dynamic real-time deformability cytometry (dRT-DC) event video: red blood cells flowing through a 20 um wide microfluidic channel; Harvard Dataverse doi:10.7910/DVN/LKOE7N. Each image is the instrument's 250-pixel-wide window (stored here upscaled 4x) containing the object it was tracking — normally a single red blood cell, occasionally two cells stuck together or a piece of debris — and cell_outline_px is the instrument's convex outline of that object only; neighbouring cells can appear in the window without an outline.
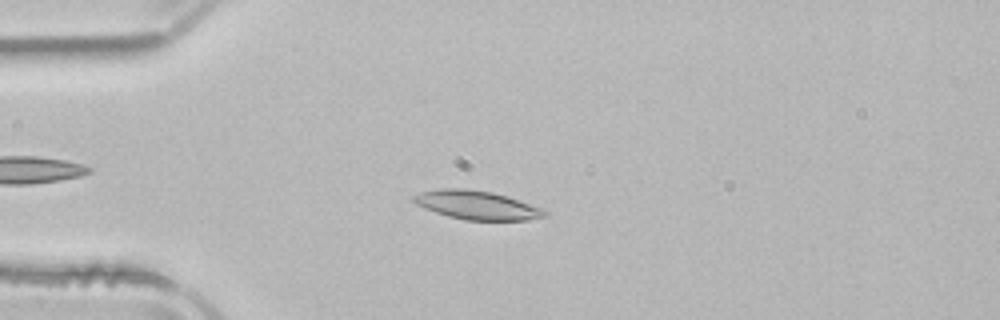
{"species": "common noctule bat (a hibernating species)", "species_latin": "Nyctalus noctula", "temperature_condition": "room temperature", "stored_images_in_passage": 7, "camera_frame_rate_fps": 3000, "um_per_image_px": 0.085, "animal": {"sex": "male", "body_mass_g": 21.5, "forearm_length_mm": 52.0}, "frame": {"image": 1, "passage_image": 1, "time_ms": 0.0, "image_size_px": [1000, 320], "cell_outline_px": [[548, 216], [528, 220], [464, 220], [448, 216], [424, 208], [416, 204], [412, 200], [412, 196], [420, 192], [440, 188], [464, 188], [492, 192], [540, 208], [548, 212]], "centroid_in_image_um": [40.48, 17.43], "position_along_channel_um": 44.5, "area_um2": 21.73}}
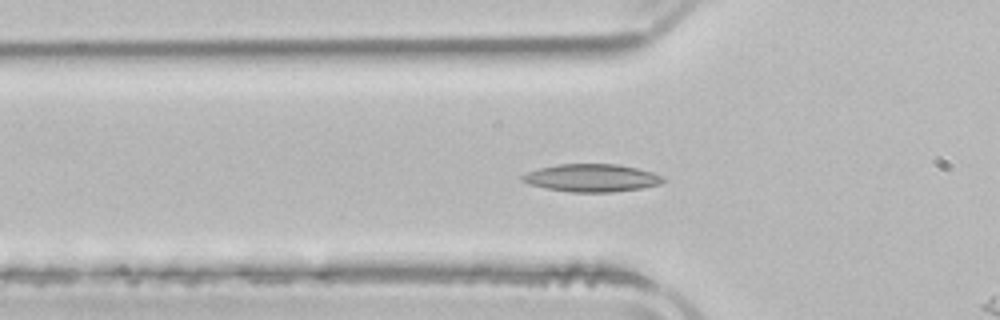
{"frame": {"image": 2, "passage_image": 5, "time_ms": 1.333, "image_size_px": [1000, 320], "cell_outline_px": [[664, 180], [660, 184], [640, 188], [612, 192], [572, 192], [548, 188], [532, 184], [520, 180], [520, 176], [528, 172], [540, 168], [556, 164], [616, 164], [636, 168], [652, 172], [660, 176]], "centroid_in_image_um": [50.27, 15.12], "position_along_channel_um": 75.5, "area_um2": 22.37}}